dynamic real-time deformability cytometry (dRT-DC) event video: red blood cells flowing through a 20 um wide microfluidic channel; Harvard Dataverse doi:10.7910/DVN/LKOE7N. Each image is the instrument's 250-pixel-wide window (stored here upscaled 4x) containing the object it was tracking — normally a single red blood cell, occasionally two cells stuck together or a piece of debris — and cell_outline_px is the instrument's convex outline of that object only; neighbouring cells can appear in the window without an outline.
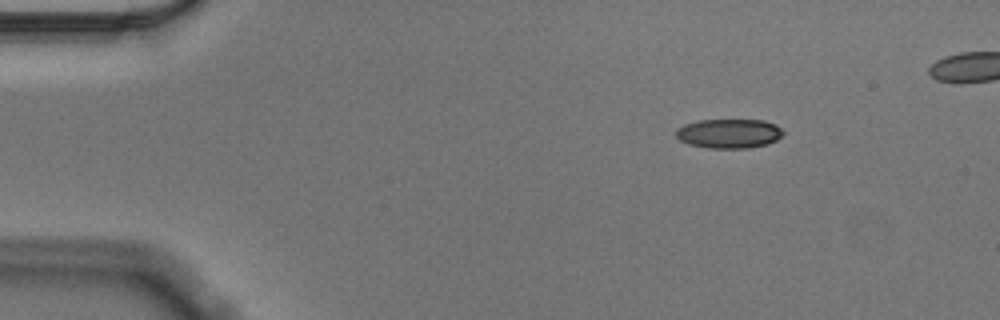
{"species": "Egyptian fruit bat (a non-hibernating species)", "species_latin": "Rousettus aegyptiacus", "temperature_condition": "cold", "stored_images_in_passage": 46, "camera_frame_rate_fps": 3000, "um_per_image_px": 0.085, "animal": {"sex": "male"}, "frame": {"image": 1, "passage_image": 1, "time_ms": 0.0, "image_size_px": [1000, 320], "cell_outline_px": [[784, 132], [776, 140], [768, 144], [748, 148], [708, 148], [688, 144], [680, 140], [676, 136], [676, 128], [684, 124], [696, 120], [764, 120], [776, 124]], "centroid_in_image_um": [61.94, 11.34], "position_along_channel_um": 23.1, "area_um2": 18.44}}
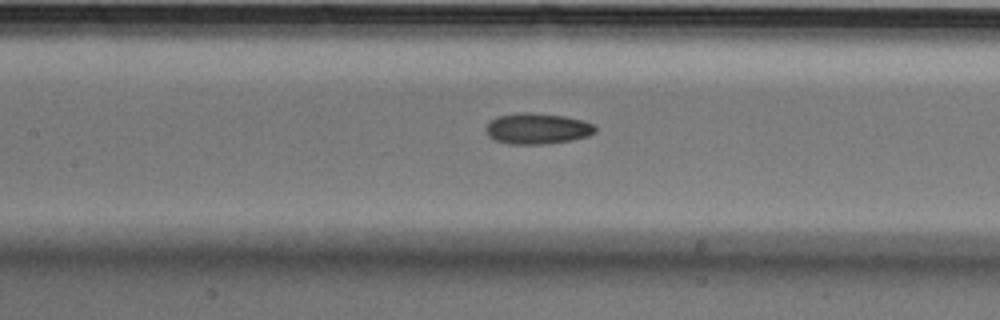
{"frame": {"image": 2, "passage_image": 19, "time_ms": 6.0, "image_size_px": [1000, 320], "cell_outline_px": [[596, 132], [588, 136], [572, 140], [544, 144], [508, 144], [496, 140], [488, 136], [484, 128], [492, 120], [500, 116], [520, 112], [532, 112], [564, 116], [584, 120], [592, 124], [596, 128]], "centroid_in_image_um": [45.68, 10.93], "position_along_channel_um": 161.7, "area_um2": 19.71}}
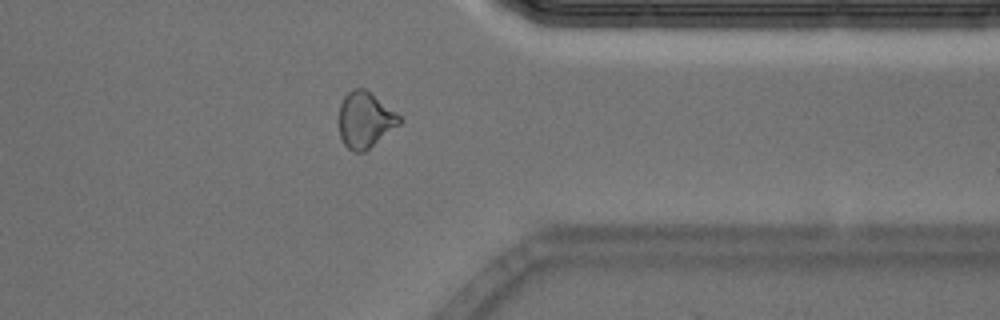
{"frame": {"image": 3, "passage_image": 38, "time_ms": 12.333, "image_size_px": [1000, 320], "cell_outline_px": [[400, 124], [364, 152], [352, 152], [344, 144], [340, 136], [336, 120], [340, 104], [344, 96], [352, 88], [364, 88], [400, 116]], "centroid_in_image_um": [30.95, 10.2], "position_along_channel_um": 380.4, "area_um2": 19.77}}